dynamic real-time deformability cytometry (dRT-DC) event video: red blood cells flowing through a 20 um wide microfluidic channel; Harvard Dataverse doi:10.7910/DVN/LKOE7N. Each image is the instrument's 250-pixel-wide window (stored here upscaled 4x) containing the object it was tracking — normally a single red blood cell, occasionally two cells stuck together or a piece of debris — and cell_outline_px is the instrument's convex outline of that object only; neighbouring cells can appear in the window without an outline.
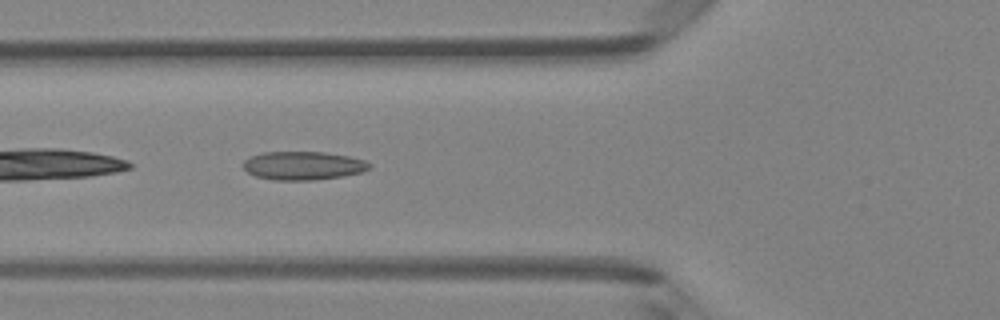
{"species": "Egyptian fruit bat (a non-hibernating species)", "species_latin": "Rousettus aegyptiacus", "temperature_condition": "room temperature", "stored_images_in_passage": 5, "camera_frame_rate_fps": 3000, "um_per_image_px": 0.085, "animal": {"sex": "female"}, "frame": {"image": 1, "passage_image": 5, "time_ms": 1.333, "image_size_px": [1000, 320], "cell_outline_px": [[372, 164], [368, 168], [360, 172], [344, 176], [312, 180], [272, 180], [256, 176], [248, 172], [244, 168], [244, 160], [260, 152], [324, 152], [348, 156], [364, 160]], "centroid_in_image_um": [25.75, 14.08], "position_along_channel_um": 100.0, "area_um2": 20.81}}